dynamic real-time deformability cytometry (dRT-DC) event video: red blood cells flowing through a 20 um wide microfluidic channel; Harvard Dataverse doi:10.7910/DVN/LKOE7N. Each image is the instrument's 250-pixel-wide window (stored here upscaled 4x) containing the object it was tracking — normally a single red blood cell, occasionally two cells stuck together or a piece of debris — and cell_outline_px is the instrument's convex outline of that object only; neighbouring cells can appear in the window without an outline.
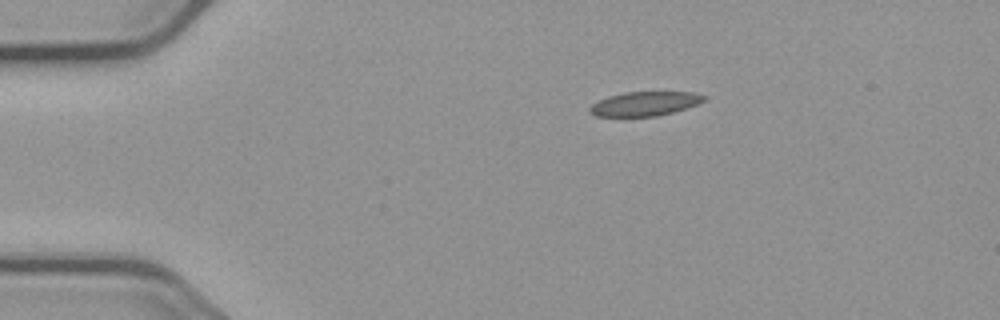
{"species": "common noctule bat (a hibernating species)", "species_latin": "Nyctalus noctula", "temperature_condition": "cold", "stored_images_in_passage": 46, "camera_frame_rate_fps": 3000, "um_per_image_px": 0.085, "animal": {"sex": "male", "body_mass_g": 23.1, "forearm_length_mm": 52.7}, "frame": {"image": 1, "passage_image": 1, "time_ms": 0.0, "image_size_px": [1000, 320], "cell_outline_px": [[708, 96], [704, 100], [688, 108], [656, 116], [596, 116], [588, 112], [588, 108], [592, 104], [608, 96], [624, 92], [696, 92]], "centroid_in_image_um": [54.81, 8.81], "position_along_channel_um": 30.2, "area_um2": 16.13}}
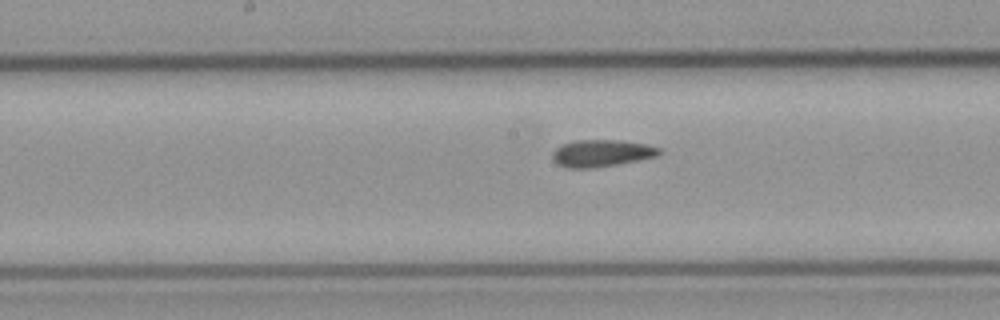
{"frame": {"image": 2, "passage_image": 19, "time_ms": 6.0, "image_size_px": [1000, 320], "cell_outline_px": [[664, 152], [660, 156], [640, 160], [596, 168], [568, 168], [552, 160], [552, 152], [560, 144], [576, 140], [620, 140], [648, 144], [664, 148]], "centroid_in_image_um": [51.22, 13.01], "position_along_channel_um": 197.0, "area_um2": 17.28}}
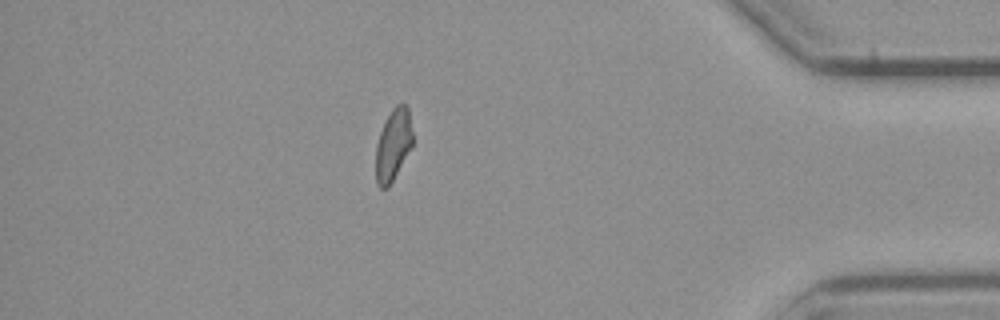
{"frame": {"image": 3, "passage_image": 39, "time_ms": 12.667, "image_size_px": [1000, 320], "cell_outline_px": [[412, 148], [388, 188], [380, 188], [376, 184], [376, 144], [380, 132], [392, 108], [396, 104], [404, 104], [408, 108], [412, 132]], "centroid_in_image_um": [33.42, 12.34], "position_along_channel_um": 401.8, "area_um2": 15.37}, "authors_computed_cell_mechanics": {"area_um2": 16.4152, "velocity_mm_per_s": 3.6974, "shape_relaxation_time_tau1_ms": null, "shape_relaxation_time_tau2_ms": 3.3636, "deformation_change_tau1": null, "deformation_change_tau2": 0.0876}}